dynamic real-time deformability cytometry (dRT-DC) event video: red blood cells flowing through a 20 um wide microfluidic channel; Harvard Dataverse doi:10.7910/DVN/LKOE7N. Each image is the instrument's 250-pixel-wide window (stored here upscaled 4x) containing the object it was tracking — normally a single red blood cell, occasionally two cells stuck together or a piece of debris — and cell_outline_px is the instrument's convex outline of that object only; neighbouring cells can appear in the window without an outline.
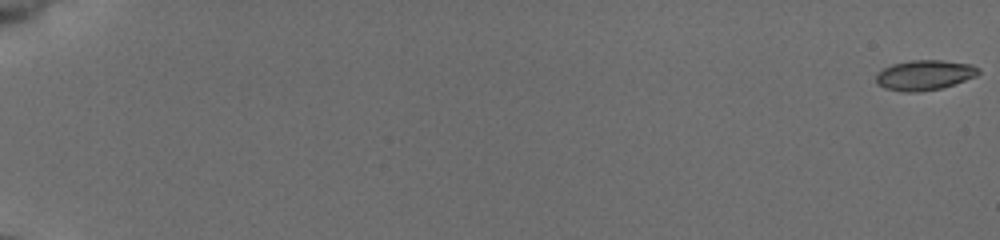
{"species": "common noctule bat (a hibernating species)", "species_latin": "Nyctalus noctula", "temperature_condition": "cold", "stored_images_in_passage": 56, "camera_frame_rate_fps": 3000, "um_per_image_px": 0.085, "animal": {"sex": "female", "body_mass_g": 19.5, "forearm_length_mm": 54.1}, "frame": {"image": 1, "passage_image": 1, "time_ms": 0.0, "image_size_px": [1000, 240], "cell_outline_px": [[980, 72], [976, 76], [940, 88], [916, 92], [904, 92], [884, 88], [876, 80], [876, 76], [884, 68], [892, 64], [912, 60], [940, 60], [972, 64], [980, 68]], "centroid_in_image_um": [78.6, 6.37], "position_along_channel_um": 6.4, "area_um2": 17.69}}
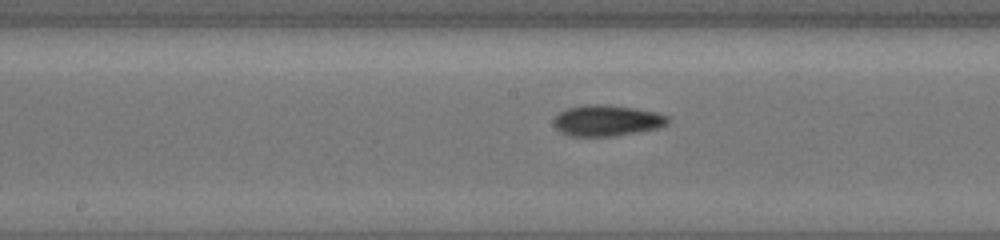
{"frame": {"image": 2, "passage_image": 32, "time_ms": 10.333, "image_size_px": [1000, 240], "cell_outline_px": [[668, 124], [656, 128], [636, 132], [612, 136], [572, 136], [560, 132], [556, 128], [552, 120], [560, 112], [568, 108], [588, 104], [604, 104], [636, 108], [656, 112], [668, 116]], "centroid_in_image_um": [51.57, 10.24], "position_along_channel_um": 196.6, "area_um2": 20.52}}
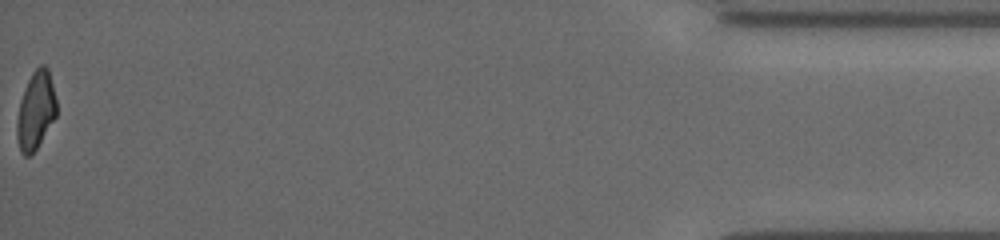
{"frame": {"image": 3, "passage_image": 56, "time_ms": 18.333, "image_size_px": [1000, 240], "cell_outline_px": [[56, 116], [36, 148], [28, 156], [24, 156], [20, 152], [16, 136], [16, 120], [20, 100], [28, 80], [32, 72], [40, 64], [44, 64], [48, 68], [56, 100]], "centroid_in_image_um": [3.01, 9.38], "position_along_channel_um": 432.2, "area_um2": 17.86}, "authors_computed_cell_mechanics": {"area_um2": 18.7561, "velocity_mm_per_s": 3.9401, "shape_relaxation_time_tau1_ms": 9.3204, "shape_relaxation_time_tau2_ms": 8.0754, "deformation_change_tau1": 0.2075, "deformation_change_tau2": 0.1471}}